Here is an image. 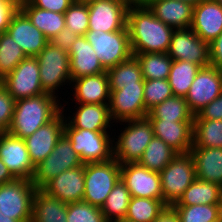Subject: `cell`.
<instances>
[{"instance_id":"obj_16","label":"cell","mask_w":222,"mask_h":222,"mask_svg":"<svg viewBox=\"0 0 222 222\" xmlns=\"http://www.w3.org/2000/svg\"><path fill=\"white\" fill-rule=\"evenodd\" d=\"M121 180L126 184L131 197L163 201L161 178L158 172L150 171L138 162L125 163L121 165Z\"/></svg>"},{"instance_id":"obj_4","label":"cell","mask_w":222,"mask_h":222,"mask_svg":"<svg viewBox=\"0 0 222 222\" xmlns=\"http://www.w3.org/2000/svg\"><path fill=\"white\" fill-rule=\"evenodd\" d=\"M120 179L121 165L114 158L105 162L84 164V197L82 201L101 208Z\"/></svg>"},{"instance_id":"obj_40","label":"cell","mask_w":222,"mask_h":222,"mask_svg":"<svg viewBox=\"0 0 222 222\" xmlns=\"http://www.w3.org/2000/svg\"><path fill=\"white\" fill-rule=\"evenodd\" d=\"M180 222H217L219 204H197L192 206H171Z\"/></svg>"},{"instance_id":"obj_21","label":"cell","mask_w":222,"mask_h":222,"mask_svg":"<svg viewBox=\"0 0 222 222\" xmlns=\"http://www.w3.org/2000/svg\"><path fill=\"white\" fill-rule=\"evenodd\" d=\"M190 28L203 41L211 43L222 32V6L215 0H202L196 4Z\"/></svg>"},{"instance_id":"obj_55","label":"cell","mask_w":222,"mask_h":222,"mask_svg":"<svg viewBox=\"0 0 222 222\" xmlns=\"http://www.w3.org/2000/svg\"><path fill=\"white\" fill-rule=\"evenodd\" d=\"M182 1L190 3L195 6L196 4L200 3L202 0H182Z\"/></svg>"},{"instance_id":"obj_45","label":"cell","mask_w":222,"mask_h":222,"mask_svg":"<svg viewBox=\"0 0 222 222\" xmlns=\"http://www.w3.org/2000/svg\"><path fill=\"white\" fill-rule=\"evenodd\" d=\"M194 120H222V93L201 109L195 115Z\"/></svg>"},{"instance_id":"obj_33","label":"cell","mask_w":222,"mask_h":222,"mask_svg":"<svg viewBox=\"0 0 222 222\" xmlns=\"http://www.w3.org/2000/svg\"><path fill=\"white\" fill-rule=\"evenodd\" d=\"M177 152L163 140L153 137L147 145L142 158L138 163L150 171L160 173L176 156Z\"/></svg>"},{"instance_id":"obj_39","label":"cell","mask_w":222,"mask_h":222,"mask_svg":"<svg viewBox=\"0 0 222 222\" xmlns=\"http://www.w3.org/2000/svg\"><path fill=\"white\" fill-rule=\"evenodd\" d=\"M25 58L24 51L11 36L4 32L0 34V79L10 74Z\"/></svg>"},{"instance_id":"obj_23","label":"cell","mask_w":222,"mask_h":222,"mask_svg":"<svg viewBox=\"0 0 222 222\" xmlns=\"http://www.w3.org/2000/svg\"><path fill=\"white\" fill-rule=\"evenodd\" d=\"M74 103L109 104L110 88L107 72L71 80Z\"/></svg>"},{"instance_id":"obj_24","label":"cell","mask_w":222,"mask_h":222,"mask_svg":"<svg viewBox=\"0 0 222 222\" xmlns=\"http://www.w3.org/2000/svg\"><path fill=\"white\" fill-rule=\"evenodd\" d=\"M75 104L76 112L65 116V120L73 128L90 131H109L110 129L111 131L112 125L115 126L110 117L109 104Z\"/></svg>"},{"instance_id":"obj_13","label":"cell","mask_w":222,"mask_h":222,"mask_svg":"<svg viewBox=\"0 0 222 222\" xmlns=\"http://www.w3.org/2000/svg\"><path fill=\"white\" fill-rule=\"evenodd\" d=\"M109 112L113 122L147 117L144 103V82L110 90Z\"/></svg>"},{"instance_id":"obj_2","label":"cell","mask_w":222,"mask_h":222,"mask_svg":"<svg viewBox=\"0 0 222 222\" xmlns=\"http://www.w3.org/2000/svg\"><path fill=\"white\" fill-rule=\"evenodd\" d=\"M60 102V99L48 93L16 100L12 122L7 132L25 139L62 111Z\"/></svg>"},{"instance_id":"obj_12","label":"cell","mask_w":222,"mask_h":222,"mask_svg":"<svg viewBox=\"0 0 222 222\" xmlns=\"http://www.w3.org/2000/svg\"><path fill=\"white\" fill-rule=\"evenodd\" d=\"M88 30L114 32L127 29L129 5L124 0H94L89 3Z\"/></svg>"},{"instance_id":"obj_49","label":"cell","mask_w":222,"mask_h":222,"mask_svg":"<svg viewBox=\"0 0 222 222\" xmlns=\"http://www.w3.org/2000/svg\"><path fill=\"white\" fill-rule=\"evenodd\" d=\"M210 65L215 68H222V32L220 35L209 43Z\"/></svg>"},{"instance_id":"obj_6","label":"cell","mask_w":222,"mask_h":222,"mask_svg":"<svg viewBox=\"0 0 222 222\" xmlns=\"http://www.w3.org/2000/svg\"><path fill=\"white\" fill-rule=\"evenodd\" d=\"M35 58L39 63V75L44 92L59 99L58 89L66 83L70 86L72 80L68 52L49 42Z\"/></svg>"},{"instance_id":"obj_19","label":"cell","mask_w":222,"mask_h":222,"mask_svg":"<svg viewBox=\"0 0 222 222\" xmlns=\"http://www.w3.org/2000/svg\"><path fill=\"white\" fill-rule=\"evenodd\" d=\"M6 32L27 57H36L49 43L45 35L32 24L20 8L13 14Z\"/></svg>"},{"instance_id":"obj_28","label":"cell","mask_w":222,"mask_h":222,"mask_svg":"<svg viewBox=\"0 0 222 222\" xmlns=\"http://www.w3.org/2000/svg\"><path fill=\"white\" fill-rule=\"evenodd\" d=\"M31 222H67V203L37 189L32 200Z\"/></svg>"},{"instance_id":"obj_9","label":"cell","mask_w":222,"mask_h":222,"mask_svg":"<svg viewBox=\"0 0 222 222\" xmlns=\"http://www.w3.org/2000/svg\"><path fill=\"white\" fill-rule=\"evenodd\" d=\"M82 165L84 163L80 156L72 148L70 140L63 133L53 151L35 166L31 181L37 189H41L47 182L62 172Z\"/></svg>"},{"instance_id":"obj_42","label":"cell","mask_w":222,"mask_h":222,"mask_svg":"<svg viewBox=\"0 0 222 222\" xmlns=\"http://www.w3.org/2000/svg\"><path fill=\"white\" fill-rule=\"evenodd\" d=\"M64 15L66 28L79 36L86 35L89 28V11L87 3L73 2Z\"/></svg>"},{"instance_id":"obj_29","label":"cell","mask_w":222,"mask_h":222,"mask_svg":"<svg viewBox=\"0 0 222 222\" xmlns=\"http://www.w3.org/2000/svg\"><path fill=\"white\" fill-rule=\"evenodd\" d=\"M19 8L49 41L65 28L64 14L37 8L27 0H20Z\"/></svg>"},{"instance_id":"obj_22","label":"cell","mask_w":222,"mask_h":222,"mask_svg":"<svg viewBox=\"0 0 222 222\" xmlns=\"http://www.w3.org/2000/svg\"><path fill=\"white\" fill-rule=\"evenodd\" d=\"M154 136L163 140L178 154L189 153L193 146V121L150 120Z\"/></svg>"},{"instance_id":"obj_20","label":"cell","mask_w":222,"mask_h":222,"mask_svg":"<svg viewBox=\"0 0 222 222\" xmlns=\"http://www.w3.org/2000/svg\"><path fill=\"white\" fill-rule=\"evenodd\" d=\"M41 190L67 204L82 201L84 197V165L62 172L47 182Z\"/></svg>"},{"instance_id":"obj_11","label":"cell","mask_w":222,"mask_h":222,"mask_svg":"<svg viewBox=\"0 0 222 222\" xmlns=\"http://www.w3.org/2000/svg\"><path fill=\"white\" fill-rule=\"evenodd\" d=\"M2 86L15 99L41 95L44 92L39 75V63L35 57H27L2 79Z\"/></svg>"},{"instance_id":"obj_10","label":"cell","mask_w":222,"mask_h":222,"mask_svg":"<svg viewBox=\"0 0 222 222\" xmlns=\"http://www.w3.org/2000/svg\"><path fill=\"white\" fill-rule=\"evenodd\" d=\"M37 188L28 179L0 185V212L19 222H31L32 200Z\"/></svg>"},{"instance_id":"obj_1","label":"cell","mask_w":222,"mask_h":222,"mask_svg":"<svg viewBox=\"0 0 222 222\" xmlns=\"http://www.w3.org/2000/svg\"><path fill=\"white\" fill-rule=\"evenodd\" d=\"M127 29L132 53H167L174 28L156 18L145 6H130Z\"/></svg>"},{"instance_id":"obj_5","label":"cell","mask_w":222,"mask_h":222,"mask_svg":"<svg viewBox=\"0 0 222 222\" xmlns=\"http://www.w3.org/2000/svg\"><path fill=\"white\" fill-rule=\"evenodd\" d=\"M64 134L84 164L105 162L114 158L113 137L111 138L113 133L110 134V131L76 129L65 120Z\"/></svg>"},{"instance_id":"obj_25","label":"cell","mask_w":222,"mask_h":222,"mask_svg":"<svg viewBox=\"0 0 222 222\" xmlns=\"http://www.w3.org/2000/svg\"><path fill=\"white\" fill-rule=\"evenodd\" d=\"M72 79L106 72L92 45L85 36H78L69 52Z\"/></svg>"},{"instance_id":"obj_27","label":"cell","mask_w":222,"mask_h":222,"mask_svg":"<svg viewBox=\"0 0 222 222\" xmlns=\"http://www.w3.org/2000/svg\"><path fill=\"white\" fill-rule=\"evenodd\" d=\"M196 178L222 187V148H191Z\"/></svg>"},{"instance_id":"obj_17","label":"cell","mask_w":222,"mask_h":222,"mask_svg":"<svg viewBox=\"0 0 222 222\" xmlns=\"http://www.w3.org/2000/svg\"><path fill=\"white\" fill-rule=\"evenodd\" d=\"M62 104V111L50 122L38 128L32 135L24 139L28 154L34 166L42 162L54 149L58 139L64 133L65 105ZM64 105V106H63Z\"/></svg>"},{"instance_id":"obj_57","label":"cell","mask_w":222,"mask_h":222,"mask_svg":"<svg viewBox=\"0 0 222 222\" xmlns=\"http://www.w3.org/2000/svg\"><path fill=\"white\" fill-rule=\"evenodd\" d=\"M115 222H131V221L126 220V219H122V220H118V221H115Z\"/></svg>"},{"instance_id":"obj_18","label":"cell","mask_w":222,"mask_h":222,"mask_svg":"<svg viewBox=\"0 0 222 222\" xmlns=\"http://www.w3.org/2000/svg\"><path fill=\"white\" fill-rule=\"evenodd\" d=\"M0 159L15 179H32L35 166L24 139L8 132H0Z\"/></svg>"},{"instance_id":"obj_54","label":"cell","mask_w":222,"mask_h":222,"mask_svg":"<svg viewBox=\"0 0 222 222\" xmlns=\"http://www.w3.org/2000/svg\"><path fill=\"white\" fill-rule=\"evenodd\" d=\"M218 221L222 222V200L219 203V213H218Z\"/></svg>"},{"instance_id":"obj_15","label":"cell","mask_w":222,"mask_h":222,"mask_svg":"<svg viewBox=\"0 0 222 222\" xmlns=\"http://www.w3.org/2000/svg\"><path fill=\"white\" fill-rule=\"evenodd\" d=\"M222 93L221 70L212 65L201 67L195 76L185 99L196 115Z\"/></svg>"},{"instance_id":"obj_34","label":"cell","mask_w":222,"mask_h":222,"mask_svg":"<svg viewBox=\"0 0 222 222\" xmlns=\"http://www.w3.org/2000/svg\"><path fill=\"white\" fill-rule=\"evenodd\" d=\"M130 200L131 194L126 184L120 179L100 208L106 221L115 222L125 219Z\"/></svg>"},{"instance_id":"obj_44","label":"cell","mask_w":222,"mask_h":222,"mask_svg":"<svg viewBox=\"0 0 222 222\" xmlns=\"http://www.w3.org/2000/svg\"><path fill=\"white\" fill-rule=\"evenodd\" d=\"M16 100L8 91L0 87V132H7L13 118Z\"/></svg>"},{"instance_id":"obj_56","label":"cell","mask_w":222,"mask_h":222,"mask_svg":"<svg viewBox=\"0 0 222 222\" xmlns=\"http://www.w3.org/2000/svg\"><path fill=\"white\" fill-rule=\"evenodd\" d=\"M91 1H94V0H74V2H79V3H89Z\"/></svg>"},{"instance_id":"obj_46","label":"cell","mask_w":222,"mask_h":222,"mask_svg":"<svg viewBox=\"0 0 222 222\" xmlns=\"http://www.w3.org/2000/svg\"><path fill=\"white\" fill-rule=\"evenodd\" d=\"M20 0H0V34L6 32L13 14L19 9Z\"/></svg>"},{"instance_id":"obj_31","label":"cell","mask_w":222,"mask_h":222,"mask_svg":"<svg viewBox=\"0 0 222 222\" xmlns=\"http://www.w3.org/2000/svg\"><path fill=\"white\" fill-rule=\"evenodd\" d=\"M147 117L149 120L194 121L195 115L184 97L173 95L151 109Z\"/></svg>"},{"instance_id":"obj_32","label":"cell","mask_w":222,"mask_h":222,"mask_svg":"<svg viewBox=\"0 0 222 222\" xmlns=\"http://www.w3.org/2000/svg\"><path fill=\"white\" fill-rule=\"evenodd\" d=\"M110 90H122L123 86L144 82L141 65L135 55L106 70Z\"/></svg>"},{"instance_id":"obj_41","label":"cell","mask_w":222,"mask_h":222,"mask_svg":"<svg viewBox=\"0 0 222 222\" xmlns=\"http://www.w3.org/2000/svg\"><path fill=\"white\" fill-rule=\"evenodd\" d=\"M173 96L168 79H151L144 81V103L148 113L157 104Z\"/></svg>"},{"instance_id":"obj_30","label":"cell","mask_w":222,"mask_h":222,"mask_svg":"<svg viewBox=\"0 0 222 222\" xmlns=\"http://www.w3.org/2000/svg\"><path fill=\"white\" fill-rule=\"evenodd\" d=\"M222 200V187L216 183L195 179L185 190L178 202L171 206H192L197 204H219Z\"/></svg>"},{"instance_id":"obj_36","label":"cell","mask_w":222,"mask_h":222,"mask_svg":"<svg viewBox=\"0 0 222 222\" xmlns=\"http://www.w3.org/2000/svg\"><path fill=\"white\" fill-rule=\"evenodd\" d=\"M222 148V120H194L192 148Z\"/></svg>"},{"instance_id":"obj_48","label":"cell","mask_w":222,"mask_h":222,"mask_svg":"<svg viewBox=\"0 0 222 222\" xmlns=\"http://www.w3.org/2000/svg\"><path fill=\"white\" fill-rule=\"evenodd\" d=\"M78 36L79 35L65 27L49 42H51L54 46L60 47L62 50L69 52L73 42Z\"/></svg>"},{"instance_id":"obj_58","label":"cell","mask_w":222,"mask_h":222,"mask_svg":"<svg viewBox=\"0 0 222 222\" xmlns=\"http://www.w3.org/2000/svg\"><path fill=\"white\" fill-rule=\"evenodd\" d=\"M222 6V0H215Z\"/></svg>"},{"instance_id":"obj_43","label":"cell","mask_w":222,"mask_h":222,"mask_svg":"<svg viewBox=\"0 0 222 222\" xmlns=\"http://www.w3.org/2000/svg\"><path fill=\"white\" fill-rule=\"evenodd\" d=\"M67 222H107L102 210L87 202L67 204Z\"/></svg>"},{"instance_id":"obj_26","label":"cell","mask_w":222,"mask_h":222,"mask_svg":"<svg viewBox=\"0 0 222 222\" xmlns=\"http://www.w3.org/2000/svg\"><path fill=\"white\" fill-rule=\"evenodd\" d=\"M156 18L174 29H187L193 21L194 5L182 0H152L146 5Z\"/></svg>"},{"instance_id":"obj_38","label":"cell","mask_w":222,"mask_h":222,"mask_svg":"<svg viewBox=\"0 0 222 222\" xmlns=\"http://www.w3.org/2000/svg\"><path fill=\"white\" fill-rule=\"evenodd\" d=\"M167 205L160 199L131 197L126 220L152 222Z\"/></svg>"},{"instance_id":"obj_52","label":"cell","mask_w":222,"mask_h":222,"mask_svg":"<svg viewBox=\"0 0 222 222\" xmlns=\"http://www.w3.org/2000/svg\"><path fill=\"white\" fill-rule=\"evenodd\" d=\"M129 6H145L152 0H124Z\"/></svg>"},{"instance_id":"obj_37","label":"cell","mask_w":222,"mask_h":222,"mask_svg":"<svg viewBox=\"0 0 222 222\" xmlns=\"http://www.w3.org/2000/svg\"><path fill=\"white\" fill-rule=\"evenodd\" d=\"M138 59L144 80L168 79L173 60L167 53H133Z\"/></svg>"},{"instance_id":"obj_35","label":"cell","mask_w":222,"mask_h":222,"mask_svg":"<svg viewBox=\"0 0 222 222\" xmlns=\"http://www.w3.org/2000/svg\"><path fill=\"white\" fill-rule=\"evenodd\" d=\"M200 68L188 61L173 60L168 76L173 95L185 98Z\"/></svg>"},{"instance_id":"obj_8","label":"cell","mask_w":222,"mask_h":222,"mask_svg":"<svg viewBox=\"0 0 222 222\" xmlns=\"http://www.w3.org/2000/svg\"><path fill=\"white\" fill-rule=\"evenodd\" d=\"M85 37L92 45L101 65L106 70L133 55L128 30L114 32L88 30Z\"/></svg>"},{"instance_id":"obj_50","label":"cell","mask_w":222,"mask_h":222,"mask_svg":"<svg viewBox=\"0 0 222 222\" xmlns=\"http://www.w3.org/2000/svg\"><path fill=\"white\" fill-rule=\"evenodd\" d=\"M152 222H180L177 213L171 206H166Z\"/></svg>"},{"instance_id":"obj_51","label":"cell","mask_w":222,"mask_h":222,"mask_svg":"<svg viewBox=\"0 0 222 222\" xmlns=\"http://www.w3.org/2000/svg\"><path fill=\"white\" fill-rule=\"evenodd\" d=\"M15 178L12 176L7 166L0 159V185L14 181Z\"/></svg>"},{"instance_id":"obj_14","label":"cell","mask_w":222,"mask_h":222,"mask_svg":"<svg viewBox=\"0 0 222 222\" xmlns=\"http://www.w3.org/2000/svg\"><path fill=\"white\" fill-rule=\"evenodd\" d=\"M167 54L172 60L188 61L201 67L210 65L209 43L191 29H175Z\"/></svg>"},{"instance_id":"obj_47","label":"cell","mask_w":222,"mask_h":222,"mask_svg":"<svg viewBox=\"0 0 222 222\" xmlns=\"http://www.w3.org/2000/svg\"><path fill=\"white\" fill-rule=\"evenodd\" d=\"M37 8L64 14L74 0H27Z\"/></svg>"},{"instance_id":"obj_53","label":"cell","mask_w":222,"mask_h":222,"mask_svg":"<svg viewBox=\"0 0 222 222\" xmlns=\"http://www.w3.org/2000/svg\"><path fill=\"white\" fill-rule=\"evenodd\" d=\"M0 222H19L18 220L12 219L11 216L5 215L0 212Z\"/></svg>"},{"instance_id":"obj_3","label":"cell","mask_w":222,"mask_h":222,"mask_svg":"<svg viewBox=\"0 0 222 222\" xmlns=\"http://www.w3.org/2000/svg\"><path fill=\"white\" fill-rule=\"evenodd\" d=\"M125 128L113 136V157L120 165L137 163L143 156L149 142L154 137L153 126L148 117L118 122ZM127 123V124H126ZM124 129V130H123ZM117 140V141H115Z\"/></svg>"},{"instance_id":"obj_7","label":"cell","mask_w":222,"mask_h":222,"mask_svg":"<svg viewBox=\"0 0 222 222\" xmlns=\"http://www.w3.org/2000/svg\"><path fill=\"white\" fill-rule=\"evenodd\" d=\"M163 202L171 206L178 202L196 179L194 161L190 153L177 154L159 173Z\"/></svg>"}]
</instances>
